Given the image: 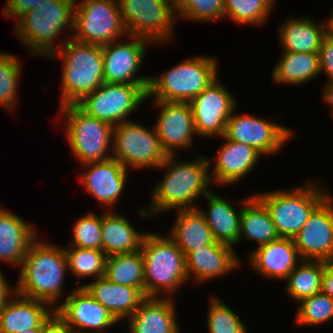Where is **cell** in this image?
<instances>
[{
    "mask_svg": "<svg viewBox=\"0 0 333 333\" xmlns=\"http://www.w3.org/2000/svg\"><path fill=\"white\" fill-rule=\"evenodd\" d=\"M47 0H7L5 1L3 15L9 19H18L26 11L35 9Z\"/></svg>",
    "mask_w": 333,
    "mask_h": 333,
    "instance_id": "obj_43",
    "label": "cell"
},
{
    "mask_svg": "<svg viewBox=\"0 0 333 333\" xmlns=\"http://www.w3.org/2000/svg\"><path fill=\"white\" fill-rule=\"evenodd\" d=\"M235 249L218 242L187 253L185 260L188 280L202 284L233 273L242 265Z\"/></svg>",
    "mask_w": 333,
    "mask_h": 333,
    "instance_id": "obj_21",
    "label": "cell"
},
{
    "mask_svg": "<svg viewBox=\"0 0 333 333\" xmlns=\"http://www.w3.org/2000/svg\"><path fill=\"white\" fill-rule=\"evenodd\" d=\"M140 250L144 259L145 297L173 298L181 285L189 281L185 254L167 234L149 231Z\"/></svg>",
    "mask_w": 333,
    "mask_h": 333,
    "instance_id": "obj_5",
    "label": "cell"
},
{
    "mask_svg": "<svg viewBox=\"0 0 333 333\" xmlns=\"http://www.w3.org/2000/svg\"><path fill=\"white\" fill-rule=\"evenodd\" d=\"M58 111V118H62L58 121L65 122L67 145L80 165L112 158L113 126L110 123L87 115L77 105L59 107Z\"/></svg>",
    "mask_w": 333,
    "mask_h": 333,
    "instance_id": "obj_8",
    "label": "cell"
},
{
    "mask_svg": "<svg viewBox=\"0 0 333 333\" xmlns=\"http://www.w3.org/2000/svg\"><path fill=\"white\" fill-rule=\"evenodd\" d=\"M55 312L48 303L14 293L0 311V333H19L43 324Z\"/></svg>",
    "mask_w": 333,
    "mask_h": 333,
    "instance_id": "obj_26",
    "label": "cell"
},
{
    "mask_svg": "<svg viewBox=\"0 0 333 333\" xmlns=\"http://www.w3.org/2000/svg\"><path fill=\"white\" fill-rule=\"evenodd\" d=\"M124 214L114 210L101 213L102 251L107 255L140 250L147 231H138Z\"/></svg>",
    "mask_w": 333,
    "mask_h": 333,
    "instance_id": "obj_29",
    "label": "cell"
},
{
    "mask_svg": "<svg viewBox=\"0 0 333 333\" xmlns=\"http://www.w3.org/2000/svg\"><path fill=\"white\" fill-rule=\"evenodd\" d=\"M169 2L174 8L180 3L181 0H166Z\"/></svg>",
    "mask_w": 333,
    "mask_h": 333,
    "instance_id": "obj_50",
    "label": "cell"
},
{
    "mask_svg": "<svg viewBox=\"0 0 333 333\" xmlns=\"http://www.w3.org/2000/svg\"><path fill=\"white\" fill-rule=\"evenodd\" d=\"M81 184L97 199L102 210H114L124 194L128 170L115 158L82 165ZM86 169V170H84Z\"/></svg>",
    "mask_w": 333,
    "mask_h": 333,
    "instance_id": "obj_19",
    "label": "cell"
},
{
    "mask_svg": "<svg viewBox=\"0 0 333 333\" xmlns=\"http://www.w3.org/2000/svg\"><path fill=\"white\" fill-rule=\"evenodd\" d=\"M121 40L102 46L104 82L149 85L150 77L138 75V72L144 65L147 46L153 44L134 36H126Z\"/></svg>",
    "mask_w": 333,
    "mask_h": 333,
    "instance_id": "obj_15",
    "label": "cell"
},
{
    "mask_svg": "<svg viewBox=\"0 0 333 333\" xmlns=\"http://www.w3.org/2000/svg\"><path fill=\"white\" fill-rule=\"evenodd\" d=\"M7 281V278L0 268V311L3 309L8 299L15 293V287L10 286V283Z\"/></svg>",
    "mask_w": 333,
    "mask_h": 333,
    "instance_id": "obj_46",
    "label": "cell"
},
{
    "mask_svg": "<svg viewBox=\"0 0 333 333\" xmlns=\"http://www.w3.org/2000/svg\"><path fill=\"white\" fill-rule=\"evenodd\" d=\"M325 36L333 39V13H331L324 21Z\"/></svg>",
    "mask_w": 333,
    "mask_h": 333,
    "instance_id": "obj_48",
    "label": "cell"
},
{
    "mask_svg": "<svg viewBox=\"0 0 333 333\" xmlns=\"http://www.w3.org/2000/svg\"><path fill=\"white\" fill-rule=\"evenodd\" d=\"M40 333H75L55 311L43 324Z\"/></svg>",
    "mask_w": 333,
    "mask_h": 333,
    "instance_id": "obj_44",
    "label": "cell"
},
{
    "mask_svg": "<svg viewBox=\"0 0 333 333\" xmlns=\"http://www.w3.org/2000/svg\"><path fill=\"white\" fill-rule=\"evenodd\" d=\"M167 234L186 255L208 244H216L204 215L198 208L179 209Z\"/></svg>",
    "mask_w": 333,
    "mask_h": 333,
    "instance_id": "obj_30",
    "label": "cell"
},
{
    "mask_svg": "<svg viewBox=\"0 0 333 333\" xmlns=\"http://www.w3.org/2000/svg\"><path fill=\"white\" fill-rule=\"evenodd\" d=\"M55 245L37 237L26 252L14 286L19 295L44 301L54 309L65 296L63 286L68 273L65 249Z\"/></svg>",
    "mask_w": 333,
    "mask_h": 333,
    "instance_id": "obj_2",
    "label": "cell"
},
{
    "mask_svg": "<svg viewBox=\"0 0 333 333\" xmlns=\"http://www.w3.org/2000/svg\"><path fill=\"white\" fill-rule=\"evenodd\" d=\"M320 74L327 76L326 83H333V39L325 36L319 49Z\"/></svg>",
    "mask_w": 333,
    "mask_h": 333,
    "instance_id": "obj_42",
    "label": "cell"
},
{
    "mask_svg": "<svg viewBox=\"0 0 333 333\" xmlns=\"http://www.w3.org/2000/svg\"><path fill=\"white\" fill-rule=\"evenodd\" d=\"M49 59L62 61L60 104L76 105L104 83L102 46L67 39Z\"/></svg>",
    "mask_w": 333,
    "mask_h": 333,
    "instance_id": "obj_4",
    "label": "cell"
},
{
    "mask_svg": "<svg viewBox=\"0 0 333 333\" xmlns=\"http://www.w3.org/2000/svg\"><path fill=\"white\" fill-rule=\"evenodd\" d=\"M275 2L276 0H224V19L246 26H262L274 10Z\"/></svg>",
    "mask_w": 333,
    "mask_h": 333,
    "instance_id": "obj_36",
    "label": "cell"
},
{
    "mask_svg": "<svg viewBox=\"0 0 333 333\" xmlns=\"http://www.w3.org/2000/svg\"><path fill=\"white\" fill-rule=\"evenodd\" d=\"M325 37V25L309 15L289 16L279 26L278 43L283 51L299 53H319Z\"/></svg>",
    "mask_w": 333,
    "mask_h": 333,
    "instance_id": "obj_28",
    "label": "cell"
},
{
    "mask_svg": "<svg viewBox=\"0 0 333 333\" xmlns=\"http://www.w3.org/2000/svg\"><path fill=\"white\" fill-rule=\"evenodd\" d=\"M104 277L113 283L138 288L144 294V259L141 250L107 256Z\"/></svg>",
    "mask_w": 333,
    "mask_h": 333,
    "instance_id": "obj_34",
    "label": "cell"
},
{
    "mask_svg": "<svg viewBox=\"0 0 333 333\" xmlns=\"http://www.w3.org/2000/svg\"><path fill=\"white\" fill-rule=\"evenodd\" d=\"M74 9L75 0H47L15 20L14 35L30 54L48 59L67 39L71 38ZM65 30L70 34L63 35ZM59 34L65 38L62 39ZM58 36L61 37V41Z\"/></svg>",
    "mask_w": 333,
    "mask_h": 333,
    "instance_id": "obj_3",
    "label": "cell"
},
{
    "mask_svg": "<svg viewBox=\"0 0 333 333\" xmlns=\"http://www.w3.org/2000/svg\"><path fill=\"white\" fill-rule=\"evenodd\" d=\"M178 157L168 156L158 167L166 172L150 191V205L138 210L139 216L150 218L169 211L198 208L194 201L213 190L207 156L199 155L190 161H180Z\"/></svg>",
    "mask_w": 333,
    "mask_h": 333,
    "instance_id": "obj_1",
    "label": "cell"
},
{
    "mask_svg": "<svg viewBox=\"0 0 333 333\" xmlns=\"http://www.w3.org/2000/svg\"><path fill=\"white\" fill-rule=\"evenodd\" d=\"M176 298L146 297L126 322L130 333H181Z\"/></svg>",
    "mask_w": 333,
    "mask_h": 333,
    "instance_id": "obj_24",
    "label": "cell"
},
{
    "mask_svg": "<svg viewBox=\"0 0 333 333\" xmlns=\"http://www.w3.org/2000/svg\"><path fill=\"white\" fill-rule=\"evenodd\" d=\"M315 181L311 179L296 188L254 193L268 209L280 238L296 237L309 215L330 194L321 182Z\"/></svg>",
    "mask_w": 333,
    "mask_h": 333,
    "instance_id": "obj_7",
    "label": "cell"
},
{
    "mask_svg": "<svg viewBox=\"0 0 333 333\" xmlns=\"http://www.w3.org/2000/svg\"><path fill=\"white\" fill-rule=\"evenodd\" d=\"M21 59L0 51V106L12 111L18 104L19 81L22 77Z\"/></svg>",
    "mask_w": 333,
    "mask_h": 333,
    "instance_id": "obj_37",
    "label": "cell"
},
{
    "mask_svg": "<svg viewBox=\"0 0 333 333\" xmlns=\"http://www.w3.org/2000/svg\"><path fill=\"white\" fill-rule=\"evenodd\" d=\"M221 138L224 140L221 146L219 145L216 156L212 159L208 157V161L209 169H212L210 170L212 184L225 187L239 183L238 181L254 171L262 155L247 144L228 140L224 136Z\"/></svg>",
    "mask_w": 333,
    "mask_h": 333,
    "instance_id": "obj_20",
    "label": "cell"
},
{
    "mask_svg": "<svg viewBox=\"0 0 333 333\" xmlns=\"http://www.w3.org/2000/svg\"><path fill=\"white\" fill-rule=\"evenodd\" d=\"M152 103L160 110L153 126L164 152L171 156L182 149L185 152L193 149L197 133L190 103L155 100Z\"/></svg>",
    "mask_w": 333,
    "mask_h": 333,
    "instance_id": "obj_16",
    "label": "cell"
},
{
    "mask_svg": "<svg viewBox=\"0 0 333 333\" xmlns=\"http://www.w3.org/2000/svg\"><path fill=\"white\" fill-rule=\"evenodd\" d=\"M68 272L78 278L76 287H83L82 279H98L105 276L107 255L102 250L65 247Z\"/></svg>",
    "mask_w": 333,
    "mask_h": 333,
    "instance_id": "obj_35",
    "label": "cell"
},
{
    "mask_svg": "<svg viewBox=\"0 0 333 333\" xmlns=\"http://www.w3.org/2000/svg\"><path fill=\"white\" fill-rule=\"evenodd\" d=\"M218 59L200 55L186 58L165 70L157 77H150L147 101L190 102L219 75Z\"/></svg>",
    "mask_w": 333,
    "mask_h": 333,
    "instance_id": "obj_6",
    "label": "cell"
},
{
    "mask_svg": "<svg viewBox=\"0 0 333 333\" xmlns=\"http://www.w3.org/2000/svg\"><path fill=\"white\" fill-rule=\"evenodd\" d=\"M207 331L208 333H248L244 321L231 307L219 297H210L207 304Z\"/></svg>",
    "mask_w": 333,
    "mask_h": 333,
    "instance_id": "obj_39",
    "label": "cell"
},
{
    "mask_svg": "<svg viewBox=\"0 0 333 333\" xmlns=\"http://www.w3.org/2000/svg\"><path fill=\"white\" fill-rule=\"evenodd\" d=\"M294 325L316 326L333 319V299L322 291L297 303Z\"/></svg>",
    "mask_w": 333,
    "mask_h": 333,
    "instance_id": "obj_38",
    "label": "cell"
},
{
    "mask_svg": "<svg viewBox=\"0 0 333 333\" xmlns=\"http://www.w3.org/2000/svg\"><path fill=\"white\" fill-rule=\"evenodd\" d=\"M34 224L0 206V261L19 267L31 243L38 237Z\"/></svg>",
    "mask_w": 333,
    "mask_h": 333,
    "instance_id": "obj_23",
    "label": "cell"
},
{
    "mask_svg": "<svg viewBox=\"0 0 333 333\" xmlns=\"http://www.w3.org/2000/svg\"><path fill=\"white\" fill-rule=\"evenodd\" d=\"M127 36L146 39L154 45L173 43L175 8L166 0H117Z\"/></svg>",
    "mask_w": 333,
    "mask_h": 333,
    "instance_id": "obj_9",
    "label": "cell"
},
{
    "mask_svg": "<svg viewBox=\"0 0 333 333\" xmlns=\"http://www.w3.org/2000/svg\"><path fill=\"white\" fill-rule=\"evenodd\" d=\"M218 78L189 102L195 131L200 138L224 136L227 121L238 106L236 97Z\"/></svg>",
    "mask_w": 333,
    "mask_h": 333,
    "instance_id": "obj_14",
    "label": "cell"
},
{
    "mask_svg": "<svg viewBox=\"0 0 333 333\" xmlns=\"http://www.w3.org/2000/svg\"><path fill=\"white\" fill-rule=\"evenodd\" d=\"M40 332H41V328H33V329L21 331L19 333H40Z\"/></svg>",
    "mask_w": 333,
    "mask_h": 333,
    "instance_id": "obj_49",
    "label": "cell"
},
{
    "mask_svg": "<svg viewBox=\"0 0 333 333\" xmlns=\"http://www.w3.org/2000/svg\"><path fill=\"white\" fill-rule=\"evenodd\" d=\"M248 265L264 279L285 281L302 261L294 240L279 238L248 253Z\"/></svg>",
    "mask_w": 333,
    "mask_h": 333,
    "instance_id": "obj_22",
    "label": "cell"
},
{
    "mask_svg": "<svg viewBox=\"0 0 333 333\" xmlns=\"http://www.w3.org/2000/svg\"><path fill=\"white\" fill-rule=\"evenodd\" d=\"M293 240L302 260L333 261V194L313 210Z\"/></svg>",
    "mask_w": 333,
    "mask_h": 333,
    "instance_id": "obj_18",
    "label": "cell"
},
{
    "mask_svg": "<svg viewBox=\"0 0 333 333\" xmlns=\"http://www.w3.org/2000/svg\"><path fill=\"white\" fill-rule=\"evenodd\" d=\"M147 89L148 85L104 82L76 105L87 115L115 126L129 121L131 114L146 102Z\"/></svg>",
    "mask_w": 333,
    "mask_h": 333,
    "instance_id": "obj_12",
    "label": "cell"
},
{
    "mask_svg": "<svg viewBox=\"0 0 333 333\" xmlns=\"http://www.w3.org/2000/svg\"><path fill=\"white\" fill-rule=\"evenodd\" d=\"M323 87L322 99L327 105L331 106L330 116L333 118V83H325Z\"/></svg>",
    "mask_w": 333,
    "mask_h": 333,
    "instance_id": "obj_47",
    "label": "cell"
},
{
    "mask_svg": "<svg viewBox=\"0 0 333 333\" xmlns=\"http://www.w3.org/2000/svg\"><path fill=\"white\" fill-rule=\"evenodd\" d=\"M126 36L117 0H75L72 39L104 46Z\"/></svg>",
    "mask_w": 333,
    "mask_h": 333,
    "instance_id": "obj_10",
    "label": "cell"
},
{
    "mask_svg": "<svg viewBox=\"0 0 333 333\" xmlns=\"http://www.w3.org/2000/svg\"><path fill=\"white\" fill-rule=\"evenodd\" d=\"M72 225V241L67 247L102 250L101 214L90 211Z\"/></svg>",
    "mask_w": 333,
    "mask_h": 333,
    "instance_id": "obj_40",
    "label": "cell"
},
{
    "mask_svg": "<svg viewBox=\"0 0 333 333\" xmlns=\"http://www.w3.org/2000/svg\"><path fill=\"white\" fill-rule=\"evenodd\" d=\"M74 288L55 311L75 333H106L118 323L84 287Z\"/></svg>",
    "mask_w": 333,
    "mask_h": 333,
    "instance_id": "obj_17",
    "label": "cell"
},
{
    "mask_svg": "<svg viewBox=\"0 0 333 333\" xmlns=\"http://www.w3.org/2000/svg\"><path fill=\"white\" fill-rule=\"evenodd\" d=\"M242 238L255 241L256 248L280 238L268 209L255 194L242 205L240 243Z\"/></svg>",
    "mask_w": 333,
    "mask_h": 333,
    "instance_id": "obj_32",
    "label": "cell"
},
{
    "mask_svg": "<svg viewBox=\"0 0 333 333\" xmlns=\"http://www.w3.org/2000/svg\"><path fill=\"white\" fill-rule=\"evenodd\" d=\"M175 15L177 20L215 23L224 19V0H181Z\"/></svg>",
    "mask_w": 333,
    "mask_h": 333,
    "instance_id": "obj_41",
    "label": "cell"
},
{
    "mask_svg": "<svg viewBox=\"0 0 333 333\" xmlns=\"http://www.w3.org/2000/svg\"><path fill=\"white\" fill-rule=\"evenodd\" d=\"M83 287L90 295L100 302L118 322L127 320L139 308L146 298L138 289L120 285L100 277L92 282L83 283Z\"/></svg>",
    "mask_w": 333,
    "mask_h": 333,
    "instance_id": "obj_27",
    "label": "cell"
},
{
    "mask_svg": "<svg viewBox=\"0 0 333 333\" xmlns=\"http://www.w3.org/2000/svg\"><path fill=\"white\" fill-rule=\"evenodd\" d=\"M167 157L154 126L150 129L134 120L113 126L112 158L127 170H158Z\"/></svg>",
    "mask_w": 333,
    "mask_h": 333,
    "instance_id": "obj_11",
    "label": "cell"
},
{
    "mask_svg": "<svg viewBox=\"0 0 333 333\" xmlns=\"http://www.w3.org/2000/svg\"><path fill=\"white\" fill-rule=\"evenodd\" d=\"M325 265V261L302 260L285 280L287 296L299 303L320 292Z\"/></svg>",
    "mask_w": 333,
    "mask_h": 333,
    "instance_id": "obj_33",
    "label": "cell"
},
{
    "mask_svg": "<svg viewBox=\"0 0 333 333\" xmlns=\"http://www.w3.org/2000/svg\"><path fill=\"white\" fill-rule=\"evenodd\" d=\"M237 108L226 124L224 137L228 140L247 144L264 156L277 155L294 136V131L284 124L254 114L236 113Z\"/></svg>",
    "mask_w": 333,
    "mask_h": 333,
    "instance_id": "obj_13",
    "label": "cell"
},
{
    "mask_svg": "<svg viewBox=\"0 0 333 333\" xmlns=\"http://www.w3.org/2000/svg\"><path fill=\"white\" fill-rule=\"evenodd\" d=\"M321 291L329 295L333 299V261L326 262L322 274V289Z\"/></svg>",
    "mask_w": 333,
    "mask_h": 333,
    "instance_id": "obj_45",
    "label": "cell"
},
{
    "mask_svg": "<svg viewBox=\"0 0 333 333\" xmlns=\"http://www.w3.org/2000/svg\"><path fill=\"white\" fill-rule=\"evenodd\" d=\"M216 190L210 191L204 197L207 199V210L198 209L204 215L216 242L234 247L240 243V217L243 203L251 196L238 200L236 209L228 199L222 198Z\"/></svg>",
    "mask_w": 333,
    "mask_h": 333,
    "instance_id": "obj_25",
    "label": "cell"
},
{
    "mask_svg": "<svg viewBox=\"0 0 333 333\" xmlns=\"http://www.w3.org/2000/svg\"><path fill=\"white\" fill-rule=\"evenodd\" d=\"M278 63L271 72L273 82L278 85L300 86L312 82L320 74L318 53L281 51Z\"/></svg>",
    "mask_w": 333,
    "mask_h": 333,
    "instance_id": "obj_31",
    "label": "cell"
}]
</instances>
